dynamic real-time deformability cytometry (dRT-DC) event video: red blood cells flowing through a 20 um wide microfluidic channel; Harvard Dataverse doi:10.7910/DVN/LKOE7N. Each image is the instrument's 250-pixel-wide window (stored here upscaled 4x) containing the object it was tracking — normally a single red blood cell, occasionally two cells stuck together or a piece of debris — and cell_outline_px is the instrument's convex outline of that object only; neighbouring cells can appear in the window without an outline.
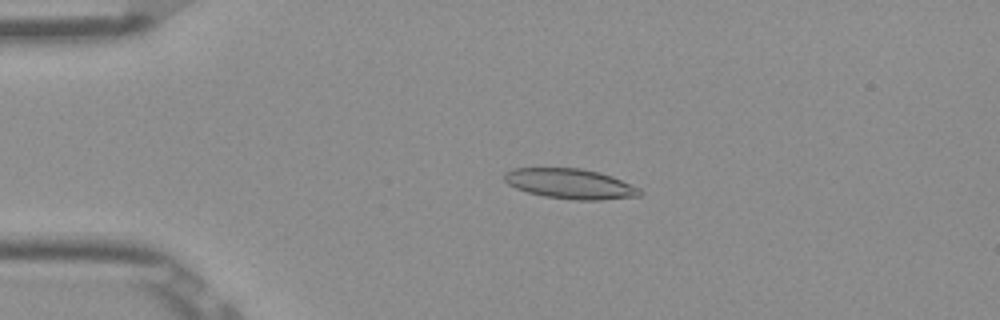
{"species": "Egyptian fruit bat (a non-hibernating species)", "species_latin": "Rousettus aegyptiacus", "temperature_condition": "room temperature", "stored_images_in_passage": 52, "camera_frame_rate_fps": 3000, "um_per_image_px": 0.085, "frame": {"image": 1, "passage_image": 12, "time_ms": 3.667, "image_size_px": [1000, 320], "cell_outline_px": [[644, 192], [640, 196], [600, 200], [576, 200], [544, 196], [528, 192], [516, 188], [508, 184], [504, 180], [504, 172], [512, 168], [580, 168], [600, 172], [612, 176], [640, 188]], "centroid_in_image_um": [48.48, 15.62], "position_along_channel_um": 36.5, "area_um2": 23.87}}
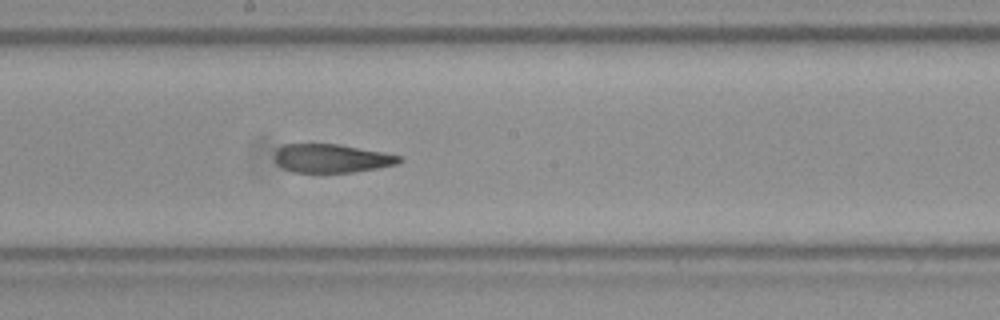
{"frame": {"image": 2, "passage_image": 29, "time_ms": 9.333, "image_size_px": [1000, 320], "cell_outline_px": [[404, 160], [396, 164], [376, 168], [352, 172], [292, 172], [276, 164], [276, 148], [284, 144], [340, 144], [384, 152], [404, 156]], "centroid_in_image_um": [28.22, 13.45], "position_along_channel_um": 220.0, "area_um2": 20.81}}
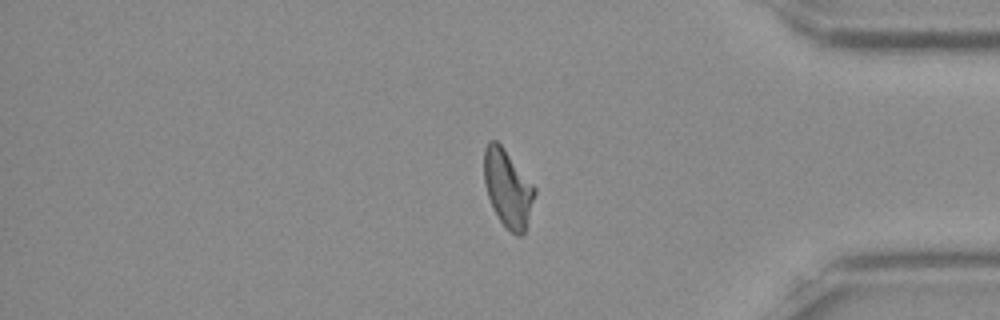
{"frame": {"image": 3, "passage_image": 44, "time_ms": 14.333, "image_size_px": [1000, 320], "cell_outline_px": [[536, 192], [524, 232], [520, 236], [516, 236], [500, 220], [488, 196], [484, 184], [484, 148], [488, 140], [496, 140], [504, 148], [536, 188]], "centroid_in_image_um": [43.15, 15.96], "position_along_channel_um": 392.1, "area_um2": 22.43}, "authors_computed_cell_mechanics": {"area_um2": 22.8599, "velocity_mm_per_s": 3.8983, "shape_relaxation_time_tau1_ms": null, "shape_relaxation_time_tau2_ms": 2.4277, "deformation_change_tau1": null, "deformation_change_tau2": 0.1042}}